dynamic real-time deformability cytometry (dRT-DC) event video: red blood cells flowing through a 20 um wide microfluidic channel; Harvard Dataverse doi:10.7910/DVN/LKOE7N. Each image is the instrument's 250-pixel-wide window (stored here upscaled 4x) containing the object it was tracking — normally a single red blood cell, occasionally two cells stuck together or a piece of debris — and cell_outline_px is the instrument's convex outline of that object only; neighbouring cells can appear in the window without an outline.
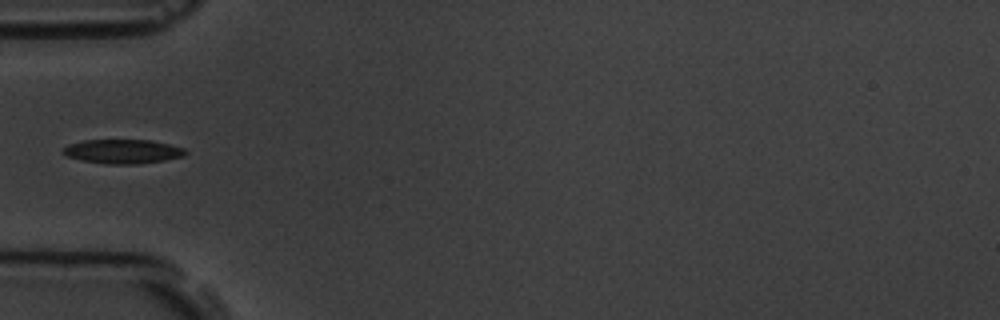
{"species": "common noctule bat (a hibernating species)", "species_latin": "Nyctalus noctula", "temperature_condition": "room temperature", "stored_images_in_passage": 7, "camera_frame_rate_fps": 3000, "um_per_image_px": 0.085, "animal": {"sex": "male", "body_mass_g": 19.5, "forearm_length_mm": 54.6}, "frame": {"image": 1, "passage_image": 6, "time_ms": 6.0, "image_size_px": [1000, 320], "cell_outline_px": [[188, 152], [184, 156], [164, 160], [140, 164], [104, 164], [84, 160], [68, 156], [60, 152], [68, 144], [84, 140], [152, 140], [184, 148]], "centroid_in_image_um": [10.45, 12.87], "position_along_channel_um": 74.6, "area_um2": 17.22}}
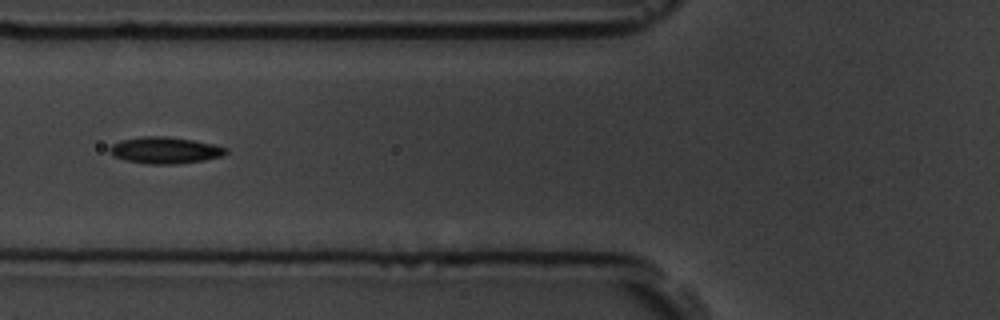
{"frame": {"image": 2, "passage_image": 7, "time_ms": 7.0, "image_size_px": [1000, 320], "cell_outline_px": [[228, 152], [224, 156], [204, 160], [176, 164], [148, 164], [124, 160], [112, 156], [108, 152], [108, 148], [112, 144], [120, 140], [144, 136], [168, 136], [192, 140], [212, 144], [228, 148]], "centroid_in_image_um": [14.0, 12.77], "position_along_channel_um": 111.8, "area_um2": 18.21}}